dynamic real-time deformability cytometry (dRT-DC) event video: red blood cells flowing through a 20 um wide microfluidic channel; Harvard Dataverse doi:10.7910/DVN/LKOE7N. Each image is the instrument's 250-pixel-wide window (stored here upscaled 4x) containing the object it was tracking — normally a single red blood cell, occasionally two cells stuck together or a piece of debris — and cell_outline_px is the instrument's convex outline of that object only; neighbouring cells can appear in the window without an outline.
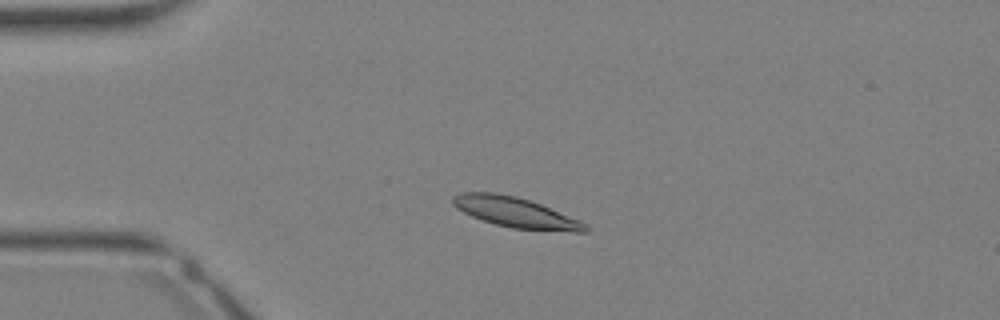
{"species": "Egyptian fruit bat (a non-hibernating species)", "species_latin": "Rousettus aegyptiacus", "temperature_condition": "warm", "stored_images_in_passage": 27, "camera_frame_rate_fps": 3000, "um_per_image_px": 0.085, "animal": {"sex": "female"}, "frame": {"image": 1, "passage_image": 1, "time_ms": 0.0, "image_size_px": [1000, 320], "cell_outline_px": [[588, 232], [576, 232], [512, 228], [496, 224], [472, 216], [456, 208], [452, 204], [452, 196], [460, 192], [492, 192], [516, 196], [540, 204], [580, 220], [588, 224]], "centroid_in_image_um": [43.82, 18.05], "position_along_channel_um": 41.2, "area_um2": 23.18}}
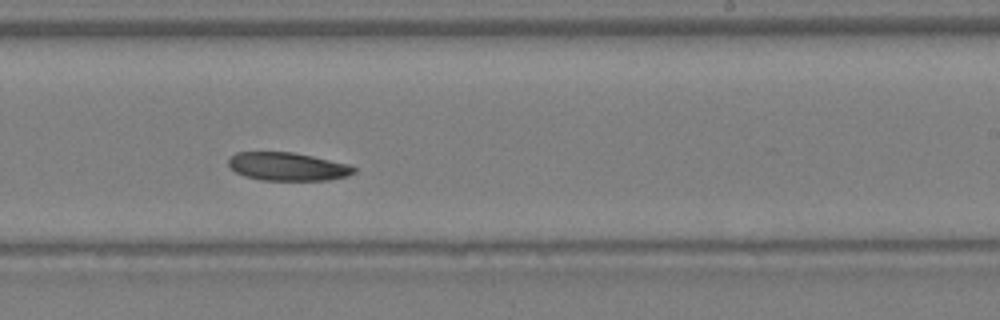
{"frame": {"image": 2, "passage_image": 14, "time_ms": 4.333, "image_size_px": [1000, 320], "cell_outline_px": [[356, 172], [348, 176], [328, 180], [260, 180], [244, 176], [236, 172], [228, 164], [228, 160], [236, 152], [292, 152], [352, 164], [356, 168]], "centroid_in_image_um": [24.49, 14.16], "position_along_channel_um": 264.5, "area_um2": 20.75}}
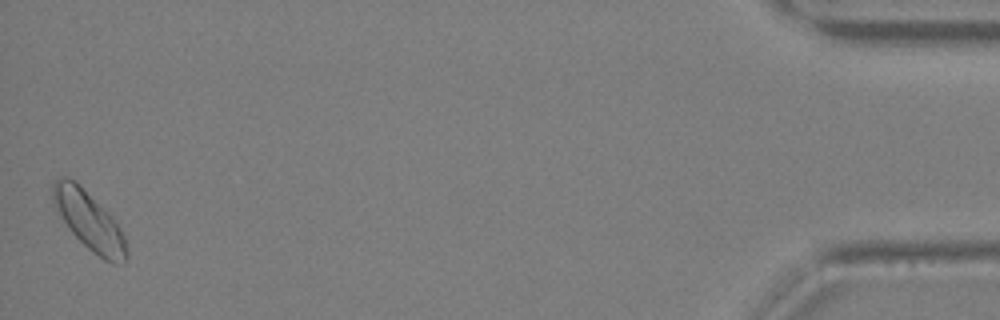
{"frame": {"image": 3, "passage_image": 27, "time_ms": 8.667, "image_size_px": [1000, 320], "cell_outline_px": [[128, 256], [124, 260], [116, 264], [112, 264], [104, 260], [92, 252], [72, 232], [52, 204], [52, 184], [60, 176], [68, 176], [108, 212], [112, 216], [120, 228], [124, 236], [128, 252]], "centroid_in_image_um": [7.57, 18.78], "position_along_channel_um": 427.6, "area_um2": 24.62}}